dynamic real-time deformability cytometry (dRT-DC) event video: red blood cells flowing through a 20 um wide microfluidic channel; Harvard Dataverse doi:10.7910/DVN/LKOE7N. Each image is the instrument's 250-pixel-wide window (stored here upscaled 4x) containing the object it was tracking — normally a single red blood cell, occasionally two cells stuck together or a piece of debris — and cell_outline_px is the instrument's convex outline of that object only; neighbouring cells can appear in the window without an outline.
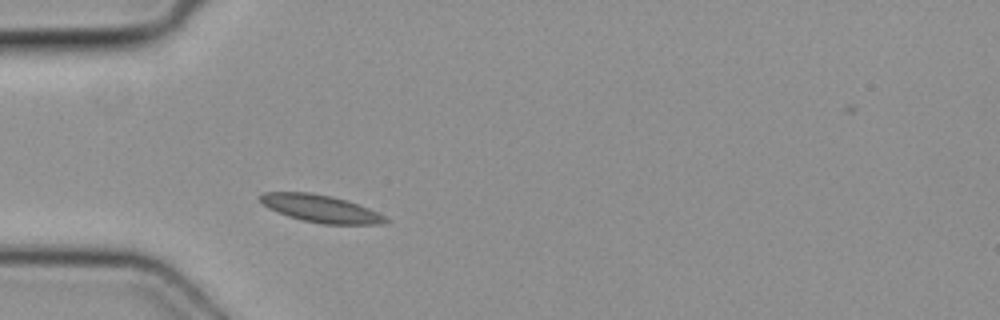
{"species": "common noctule bat (a hibernating species)", "species_latin": "Nyctalus noctula", "temperature_condition": "cold", "stored_images_in_passage": 1, "camera_frame_rate_fps": 3000, "um_per_image_px": 0.085, "animal": {"sex": "female", "body_mass_g": 19.3, "forearm_length_mm": 54.1}, "frame": {"image": 1, "passage_image": 1, "time_ms": 0.0, "image_size_px": [1000, 320], "cell_outline_px": [[388, 220], [384, 224], [324, 224], [304, 220], [288, 216], [268, 208], [256, 196], [264, 192], [312, 192], [332, 196], [368, 208], [384, 216]], "centroid_in_image_um": [27.21, 17.72], "position_along_channel_um": 57.8, "area_um2": 19.77}}